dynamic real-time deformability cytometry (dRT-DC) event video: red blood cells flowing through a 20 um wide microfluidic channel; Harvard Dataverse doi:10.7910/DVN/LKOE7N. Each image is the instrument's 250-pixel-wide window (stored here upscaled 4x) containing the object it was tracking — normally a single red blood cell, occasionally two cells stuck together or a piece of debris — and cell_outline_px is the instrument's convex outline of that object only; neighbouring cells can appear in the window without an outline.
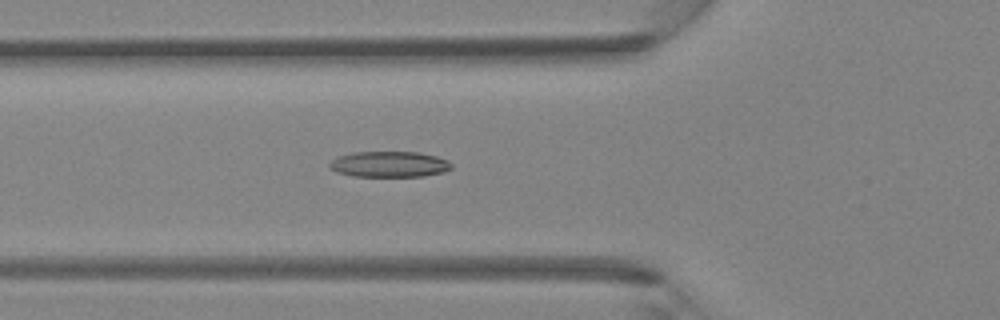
{"species": "Egyptian fruit bat (a non-hibernating species)", "species_latin": "Rousettus aegyptiacus", "temperature_condition": "room temperature", "stored_images_in_passage": 44, "camera_frame_rate_fps": 3000, "um_per_image_px": 0.085, "animal": {"sex": "female"}, "frame": {"image": 1, "passage_image": 16, "time_ms": 5.0, "image_size_px": [1000, 320], "cell_outline_px": [[452, 168], [444, 172], [424, 176], [352, 176], [336, 172], [328, 164], [336, 156], [352, 152], [420, 152], [436, 156], [448, 160], [452, 164]], "centroid_in_image_um": [33.1, 13.95], "position_along_channel_um": 92.7, "area_um2": 18.44}}
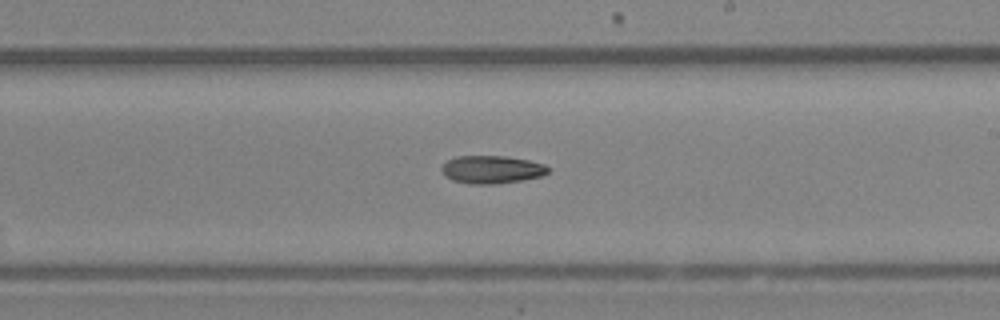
{"frame": {"image": 2, "passage_image": 26, "time_ms": 8.333, "image_size_px": [1000, 320], "cell_outline_px": [[548, 172], [544, 176], [496, 184], [468, 184], [452, 180], [444, 176], [440, 168], [448, 160], [456, 156], [504, 156], [528, 160], [544, 164], [548, 168]], "centroid_in_image_um": [41.77, 14.41], "position_along_channel_um": 247.2, "area_um2": 17.34}}
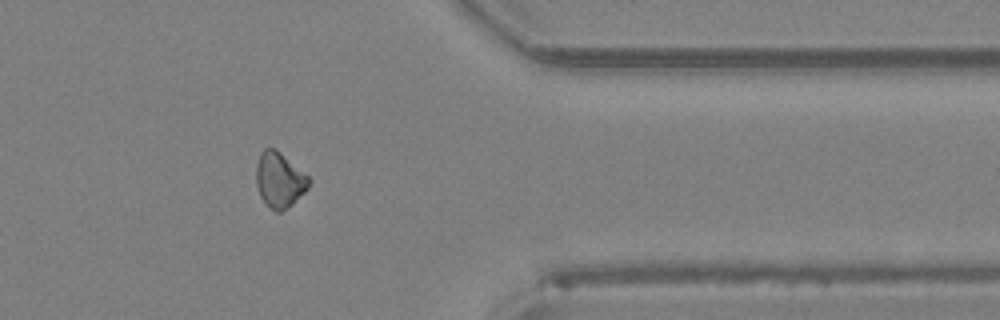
{"frame": {"image": 3, "passage_image": 36, "time_ms": 11.667, "image_size_px": [1000, 320], "cell_outline_px": [[312, 180], [308, 188], [292, 204], [280, 212], [276, 212], [260, 196], [256, 184], [256, 164], [260, 152], [264, 148], [272, 148], [280, 152], [308, 176]], "centroid_in_image_um": [23.75, 15.27], "position_along_channel_um": 387.7, "area_um2": 16.76}}